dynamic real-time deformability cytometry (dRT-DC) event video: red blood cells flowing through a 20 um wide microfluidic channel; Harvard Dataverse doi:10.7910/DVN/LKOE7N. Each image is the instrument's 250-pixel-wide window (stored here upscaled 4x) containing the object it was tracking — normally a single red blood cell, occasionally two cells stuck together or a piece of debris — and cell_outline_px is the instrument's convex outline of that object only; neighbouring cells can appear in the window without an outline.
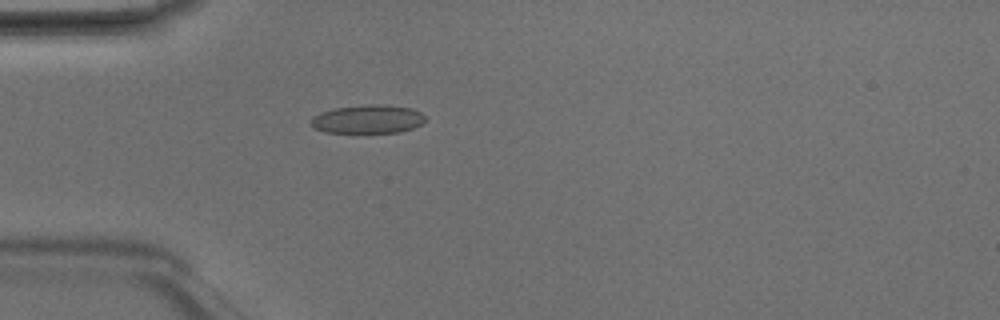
{"species": "Egyptian fruit bat (a non-hibernating species)", "species_latin": "Rousettus aegyptiacus", "temperature_condition": "room temperature", "stored_images_in_passage": 35, "camera_frame_rate_fps": 3000, "um_per_image_px": 0.085, "animal": {"sex": "male"}, "frame": {"image": 1, "passage_image": 1, "time_ms": 0.0, "image_size_px": [1000, 320], "cell_outline_px": [[424, 120], [420, 124], [412, 128], [400, 132], [324, 132], [312, 128], [312, 116], [320, 112], [332, 108], [368, 104], [384, 104], [412, 108], [420, 112], [424, 116]], "centroid_in_image_um": [31.23, 10.11], "position_along_channel_um": 53.8, "area_um2": 19.02}}
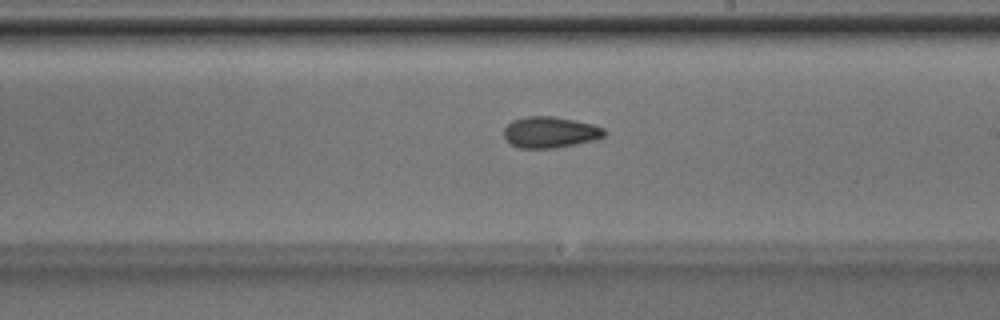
{"frame": {"image": 2, "passage_image": 15, "time_ms": 4.667, "image_size_px": [1000, 320], "cell_outline_px": [[608, 132], [604, 136], [596, 140], [556, 148], [520, 148], [512, 144], [504, 136], [504, 128], [512, 120], [528, 116], [552, 116], [576, 120], [592, 124], [604, 128]], "centroid_in_image_um": [46.8, 11.24], "position_along_channel_um": 242.2, "area_um2": 18.32}}
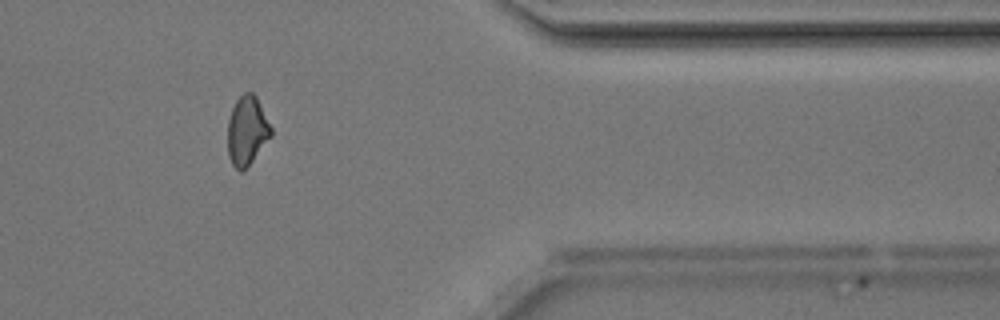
{"frame": {"image": 3, "passage_image": 27, "time_ms": 8.667, "image_size_px": [1000, 320], "cell_outline_px": [[272, 136], [252, 160], [240, 172], [232, 164], [228, 156], [228, 120], [232, 108], [236, 100], [244, 92], [252, 92], [256, 96], [272, 128]], "centroid_in_image_um": [20.99, 11.09], "position_along_channel_um": 390.4, "area_um2": 17.28}, "authors_computed_cell_mechanics": {"area_um2": 17.8602, "velocity_mm_per_s": 4.21, "shape_relaxation_time_tau1_ms": null, "shape_relaxation_time_tau2_ms": 3.0216, "deformation_change_tau1": null, "deformation_change_tau2": 0.0738}}